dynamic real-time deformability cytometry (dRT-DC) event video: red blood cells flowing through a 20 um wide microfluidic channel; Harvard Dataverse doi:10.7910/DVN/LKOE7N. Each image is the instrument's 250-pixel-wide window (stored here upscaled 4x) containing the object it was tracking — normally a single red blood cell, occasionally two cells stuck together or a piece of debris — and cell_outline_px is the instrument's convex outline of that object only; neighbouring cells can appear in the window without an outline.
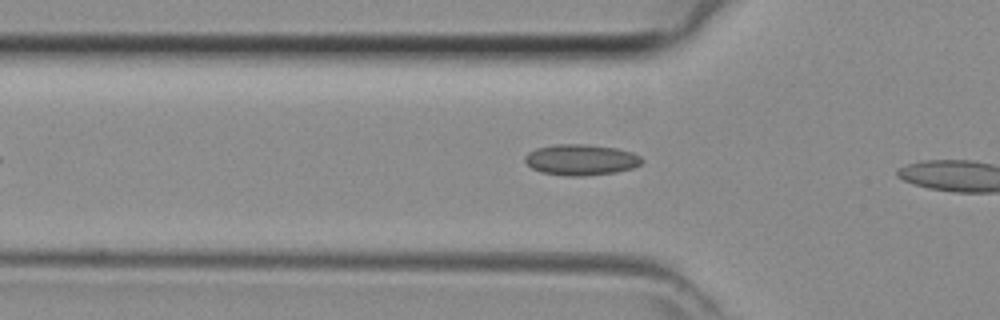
{"species": "common noctule bat (a hibernating species)", "species_latin": "Nyctalus noctula", "temperature_condition": "room temperature", "stored_images_in_passage": 5, "camera_frame_rate_fps": 3000, "um_per_image_px": 0.085, "animal": {"sex": "female", "body_mass_g": 29.2, "forearm_length_mm": 56.3}, "frame": {"image": 1, "passage_image": 4, "time_ms": 1.0, "image_size_px": [1000, 320], "cell_outline_px": [[644, 160], [640, 164], [632, 168], [616, 172], [580, 176], [568, 176], [540, 172], [532, 168], [524, 160], [524, 156], [528, 152], [536, 148], [556, 144], [588, 144], [616, 148], [632, 152], [640, 156]], "centroid_in_image_um": [49.37, 13.57], "position_along_channel_um": 76.4, "area_um2": 21.1}}